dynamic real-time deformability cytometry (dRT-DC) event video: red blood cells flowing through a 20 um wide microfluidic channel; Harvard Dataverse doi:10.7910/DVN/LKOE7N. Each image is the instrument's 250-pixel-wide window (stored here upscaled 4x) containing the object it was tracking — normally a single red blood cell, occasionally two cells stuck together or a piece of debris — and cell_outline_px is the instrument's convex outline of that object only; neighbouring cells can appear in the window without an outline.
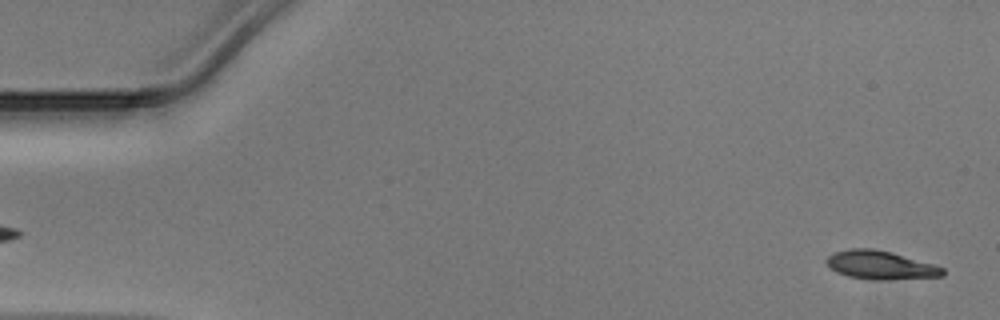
{"species": "Egyptian fruit bat (a non-hibernating species)", "species_latin": "Rousettus aegyptiacus", "temperature_condition": "warm", "stored_images_in_passage": 48, "camera_frame_rate_fps": 3000, "um_per_image_px": 0.085, "animal": {"sex": "male"}, "frame": {"image": 1, "passage_image": 1, "time_ms": 0.0, "image_size_px": [1000, 320], "cell_outline_px": [[944, 276], [884, 280], [872, 280], [848, 276], [836, 272], [824, 260], [828, 256], [836, 252], [848, 248], [872, 248], [892, 252], [936, 264], [944, 268]], "centroid_in_image_um": [74.87, 22.53], "position_along_channel_um": 10.1, "area_um2": 19.48}}
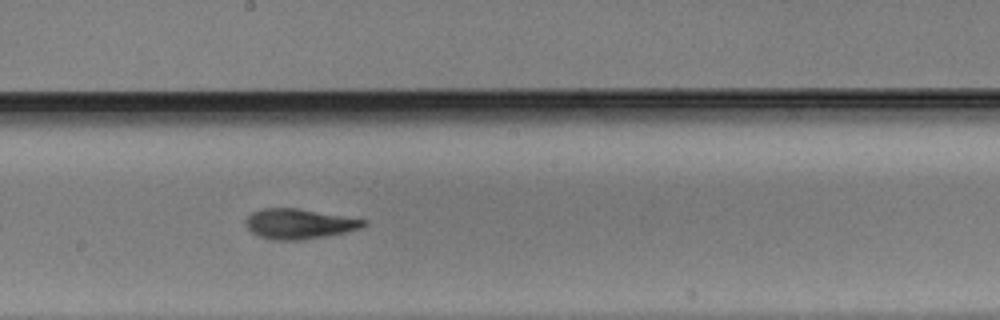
{"frame": {"image": 2, "passage_image": 26, "time_ms": 8.333, "image_size_px": [1000, 320], "cell_outline_px": [[368, 224], [360, 228], [328, 236], [300, 240], [272, 240], [260, 236], [252, 232], [244, 224], [244, 220], [252, 212], [264, 208], [296, 208], [368, 220]], "centroid_in_image_um": [25.41, 19.03], "position_along_channel_um": 222.8, "area_um2": 20.63}}
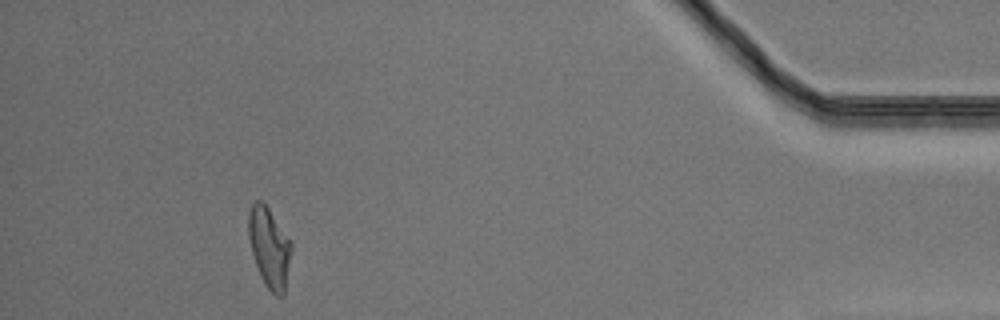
{"frame": {"image": 3, "passage_image": 44, "time_ms": 14.333, "image_size_px": [1000, 320], "cell_outline_px": [[292, 248], [284, 296], [276, 296], [268, 288], [256, 264], [252, 252], [248, 236], [248, 212], [252, 204], [256, 200], [260, 200], [268, 208], [292, 240]], "centroid_in_image_um": [22.91, 21.01], "position_along_channel_um": 412.3, "area_um2": 19.88}}